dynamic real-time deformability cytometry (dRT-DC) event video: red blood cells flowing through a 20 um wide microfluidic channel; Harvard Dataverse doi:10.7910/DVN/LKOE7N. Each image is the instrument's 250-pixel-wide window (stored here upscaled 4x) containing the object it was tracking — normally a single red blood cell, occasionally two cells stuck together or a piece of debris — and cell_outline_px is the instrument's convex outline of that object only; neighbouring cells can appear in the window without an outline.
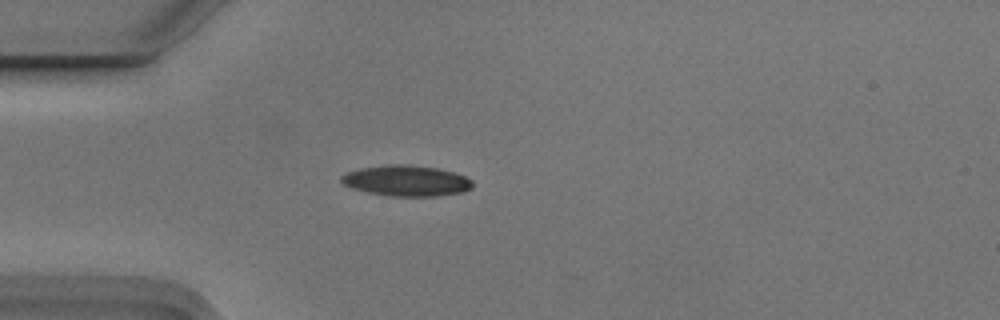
{"species": "Egyptian fruit bat (a non-hibernating species)", "species_latin": "Rousettus aegyptiacus", "temperature_condition": "cold", "stored_images_in_passage": 5, "camera_frame_rate_fps": 3000, "um_per_image_px": 0.085, "animal": {"sex": "male"}, "frame": {"image": 1, "passage_image": 5, "time_ms": 1.333, "image_size_px": [1000, 320], "cell_outline_px": [[472, 188], [464, 192], [440, 196], [392, 196], [368, 192], [352, 188], [344, 184], [340, 180], [340, 176], [348, 172], [360, 168], [384, 164], [404, 164], [436, 168], [452, 172], [464, 176], [472, 180]], "centroid_in_image_um": [34.54, 15.36], "position_along_channel_um": 50.5, "area_um2": 23.52}}